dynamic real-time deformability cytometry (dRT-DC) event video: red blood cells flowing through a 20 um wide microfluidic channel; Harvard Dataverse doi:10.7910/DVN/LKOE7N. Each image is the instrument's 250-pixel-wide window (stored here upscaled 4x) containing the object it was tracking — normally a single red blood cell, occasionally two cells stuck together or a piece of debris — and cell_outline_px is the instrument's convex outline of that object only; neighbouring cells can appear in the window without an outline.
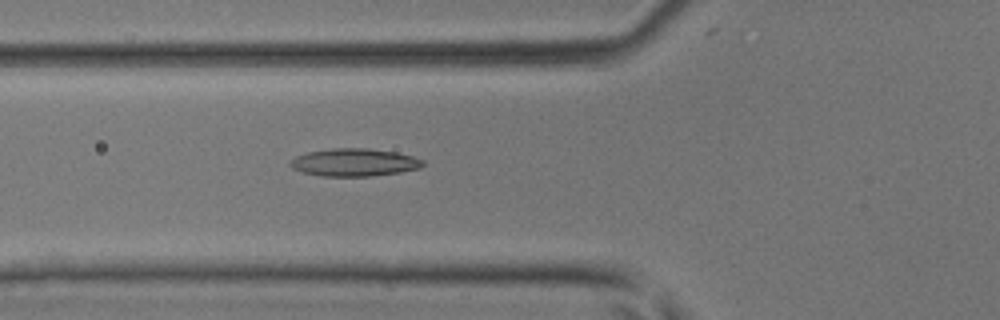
{"species": "common noctule bat (a hibernating species)", "species_latin": "Nyctalus noctula", "temperature_condition": "room temperature", "stored_images_in_passage": 38, "camera_frame_rate_fps": 3000, "um_per_image_px": 0.085, "animal": {"sex": "male", "body_mass_g": 17.9, "forearm_length_mm": 54.2}, "frame": {"image": 1, "passage_image": 11, "time_ms": 3.333, "image_size_px": [1000, 320], "cell_outline_px": [[424, 164], [420, 168], [400, 172], [372, 176], [320, 176], [304, 172], [292, 168], [288, 164], [288, 160], [296, 156], [308, 152], [336, 148], [368, 148], [396, 152], [412, 156], [424, 160]], "centroid_in_image_um": [30.1, 13.8], "position_along_channel_um": 95.7, "area_um2": 21.44}}
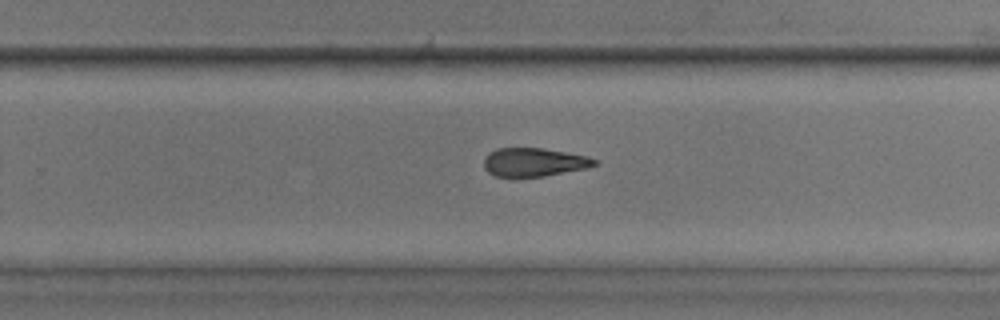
{"frame": {"image": 2, "passage_image": 23, "time_ms": 7.333, "image_size_px": [1000, 320], "cell_outline_px": [[596, 164], [588, 168], [544, 176], [512, 180], [496, 176], [488, 172], [484, 168], [484, 160], [488, 152], [496, 148], [540, 148], [588, 156], [596, 160]], "centroid_in_image_um": [45.32, 13.83], "position_along_channel_um": 284.5, "area_um2": 18.9}}
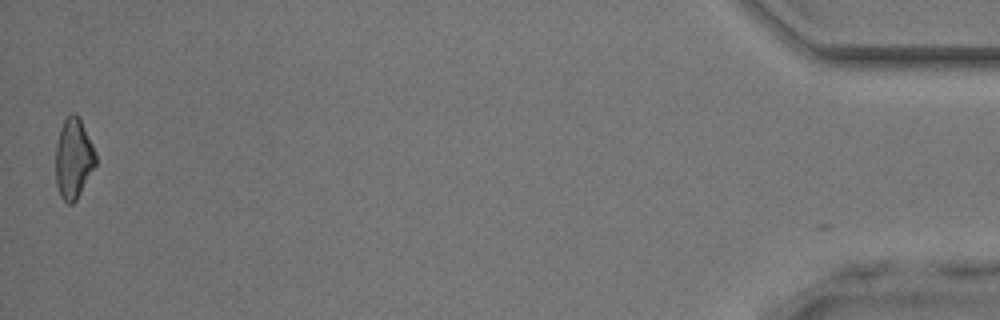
{"frame": {"image": 3, "passage_image": 38, "time_ms": 12.333, "image_size_px": [1000, 320], "cell_outline_px": [[96, 164], [76, 200], [72, 204], [68, 204], [60, 196], [56, 184], [56, 144], [60, 128], [64, 120], [72, 112], [76, 112], [96, 152]], "centroid_in_image_um": [6.24, 13.48], "position_along_channel_um": 429.0, "area_um2": 18.55}}